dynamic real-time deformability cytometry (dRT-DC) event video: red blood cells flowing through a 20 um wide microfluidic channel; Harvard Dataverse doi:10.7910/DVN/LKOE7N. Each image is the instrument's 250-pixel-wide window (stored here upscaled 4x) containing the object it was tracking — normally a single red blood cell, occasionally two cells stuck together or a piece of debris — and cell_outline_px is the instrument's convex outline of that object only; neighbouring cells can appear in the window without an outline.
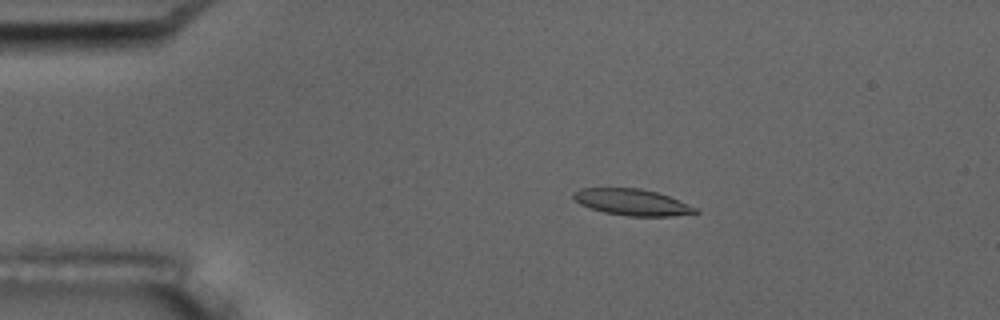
{"species": "common noctule bat (a hibernating species)", "species_latin": "Nyctalus noctula", "temperature_condition": "room temperature", "stored_images_in_passage": 2, "camera_frame_rate_fps": 3000, "um_per_image_px": 0.085, "animal": {"sex": "male", "body_mass_g": 17.5, "forearm_length_mm": 52.3}, "frame": {"image": 1, "passage_image": 1, "time_ms": 0.0, "image_size_px": [1000, 320], "cell_outline_px": [[700, 212], [672, 216], [628, 216], [604, 212], [580, 204], [572, 200], [572, 192], [580, 188], [640, 188], [656, 192], [668, 196], [696, 208]], "centroid_in_image_um": [53.66, 17.18], "position_along_channel_um": 31.3, "area_um2": 18.61}}